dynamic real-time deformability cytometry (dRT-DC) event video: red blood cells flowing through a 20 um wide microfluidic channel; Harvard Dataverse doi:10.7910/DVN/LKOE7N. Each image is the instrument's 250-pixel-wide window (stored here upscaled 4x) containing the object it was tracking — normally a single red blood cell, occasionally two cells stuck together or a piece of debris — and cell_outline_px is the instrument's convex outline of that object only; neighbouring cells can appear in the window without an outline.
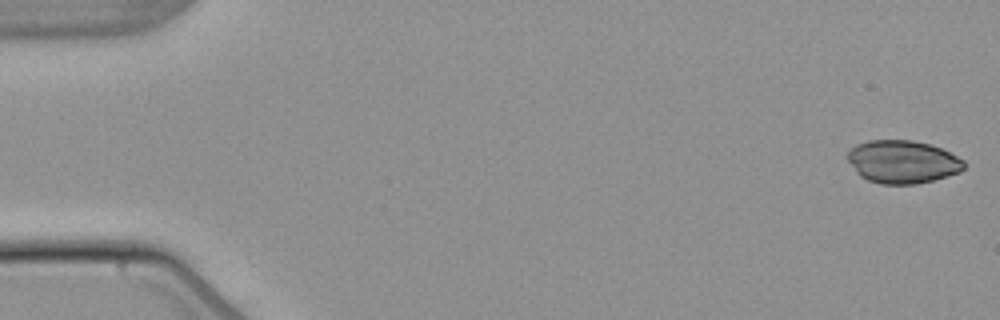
{"species": "common noctule bat (a hibernating species)", "species_latin": "Nyctalus noctula", "temperature_condition": "warm", "stored_images_in_passage": 53, "camera_frame_rate_fps": 3000, "um_per_image_px": 0.085, "animal": {"sex": "male", "body_mass_g": 21.5, "forearm_length_mm": 52.0}, "frame": {"image": 1, "passage_image": 1, "time_ms": 0.0, "image_size_px": [1000, 320], "cell_outline_px": [[964, 168], [960, 172], [932, 180], [916, 184], [880, 184], [868, 180], [860, 176], [856, 172], [848, 160], [848, 152], [856, 144], [868, 140], [912, 140], [932, 144], [964, 160]], "centroid_in_image_um": [76.71, 13.75], "position_along_channel_um": 8.3, "area_um2": 29.07}}
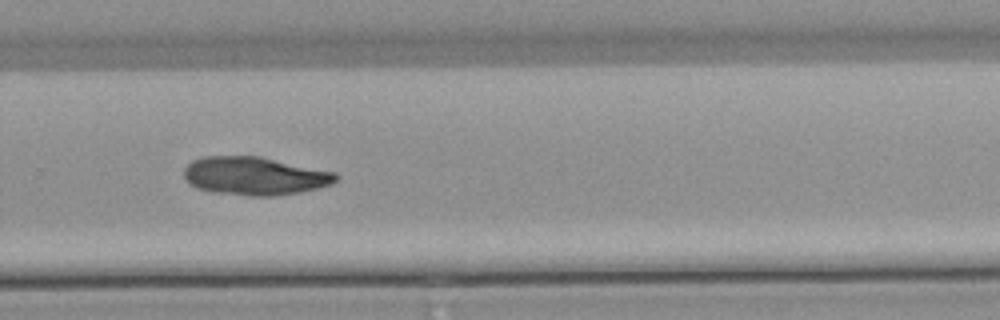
{"frame": {"image": 2, "passage_image": 36, "time_ms": 11.667, "image_size_px": [1000, 320], "cell_outline_px": [[340, 176], [332, 184], [300, 192], [272, 196], [248, 196], [212, 192], [196, 188], [184, 176], [184, 168], [192, 160], [204, 156], [260, 156], [336, 172]], "centroid_in_image_um": [21.66, 14.95], "position_along_channel_um": 308.1, "area_um2": 33.93}}
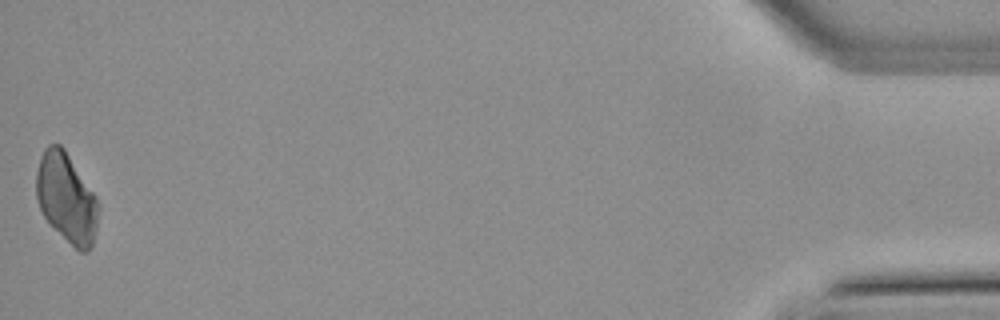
{"frame": {"image": 3, "passage_image": 53, "time_ms": 17.333, "image_size_px": [1000, 320], "cell_outline_px": [[100, 208], [96, 228], [92, 244], [88, 252], [80, 252], [44, 216], [36, 200], [36, 172], [40, 156], [44, 148], [48, 144], [60, 144], [64, 148], [96, 196], [100, 204]], "centroid_in_image_um": [5.66, 16.78], "position_along_channel_um": 429.5, "area_um2": 32.14}}